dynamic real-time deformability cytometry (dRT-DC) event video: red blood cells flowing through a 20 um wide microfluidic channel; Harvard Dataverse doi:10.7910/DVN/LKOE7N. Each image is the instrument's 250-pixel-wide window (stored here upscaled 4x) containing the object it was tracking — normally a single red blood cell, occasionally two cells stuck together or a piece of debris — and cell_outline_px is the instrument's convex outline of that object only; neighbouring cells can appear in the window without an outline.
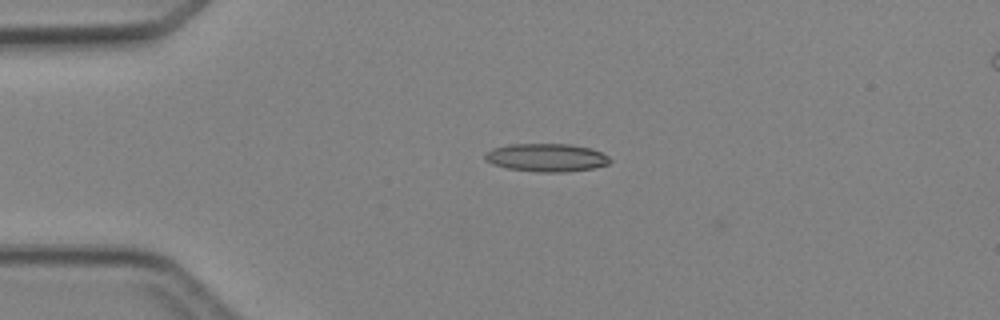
{"species": "Egyptian fruit bat (a non-hibernating species)", "species_latin": "Rousettus aegyptiacus", "temperature_condition": "cold", "stored_images_in_passage": 5, "camera_frame_rate_fps": 3000, "um_per_image_px": 0.085, "animal": {"sex": "female"}, "frame": {"image": 1, "passage_image": 3, "time_ms": 2.0, "image_size_px": [1000, 320], "cell_outline_px": [[612, 160], [608, 164], [592, 168], [564, 172], [536, 172], [508, 168], [492, 164], [484, 160], [484, 156], [492, 148], [508, 144], [572, 144], [592, 148], [608, 156]], "centroid_in_image_um": [46.44, 13.39], "position_along_channel_um": 38.6, "area_um2": 20.52}}
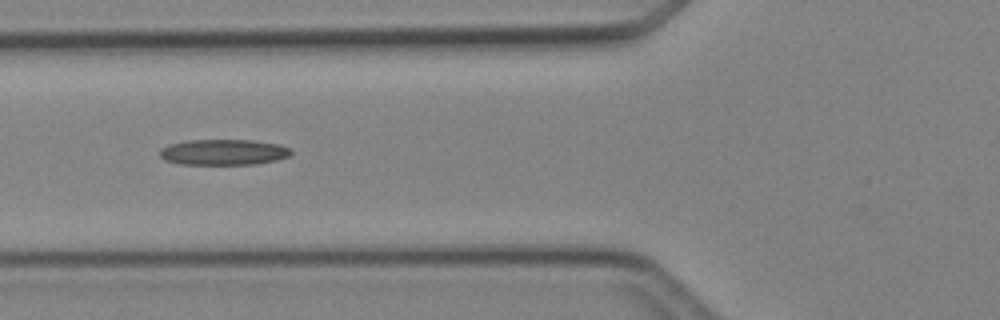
{"frame": {"image": 2, "passage_image": 5, "time_ms": 4.333, "image_size_px": [1000, 320], "cell_outline_px": [[292, 152], [288, 156], [276, 160], [256, 164], [180, 164], [164, 160], [160, 156], [160, 148], [168, 144], [184, 140], [252, 140], [280, 144], [292, 148]], "centroid_in_image_um": [18.99, 12.92], "position_along_channel_um": 106.8, "area_um2": 19.88}}